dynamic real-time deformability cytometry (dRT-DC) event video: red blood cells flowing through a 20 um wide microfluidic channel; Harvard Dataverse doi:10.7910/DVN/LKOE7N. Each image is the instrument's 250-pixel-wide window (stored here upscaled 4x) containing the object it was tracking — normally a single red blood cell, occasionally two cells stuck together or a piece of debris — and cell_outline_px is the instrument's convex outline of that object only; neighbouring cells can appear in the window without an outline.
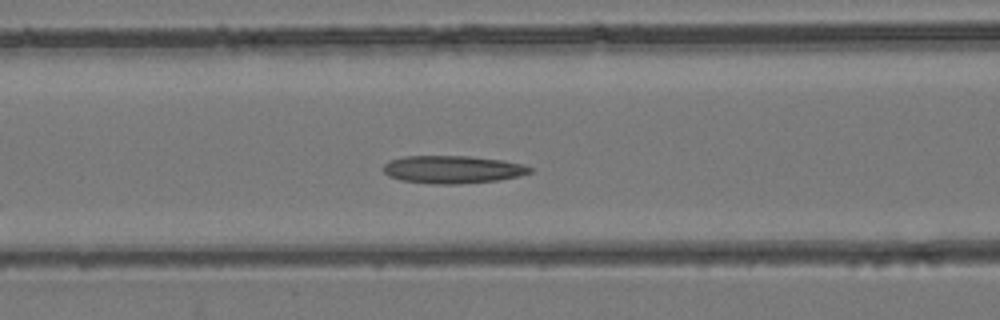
{"species": "common noctule bat (a hibernating species)", "species_latin": "Nyctalus noctula", "temperature_condition": "room temperature", "stored_images_in_passage": 39, "camera_frame_rate_fps": 3000, "um_per_image_px": 0.085, "animal": {"sex": "female", "body_mass_g": 24.6, "forearm_length_mm": 56.2}, "frame": {"image": 1, "passage_image": 14, "time_ms": 4.333, "image_size_px": [1000, 320], "cell_outline_px": [[532, 172], [520, 176], [496, 180], [456, 184], [436, 184], [400, 180], [388, 176], [384, 172], [384, 164], [388, 160], [404, 156], [468, 156], [500, 160], [524, 164], [532, 168]], "centroid_in_image_um": [38.45, 14.4], "position_along_channel_um": 128.2, "area_um2": 23.64}}
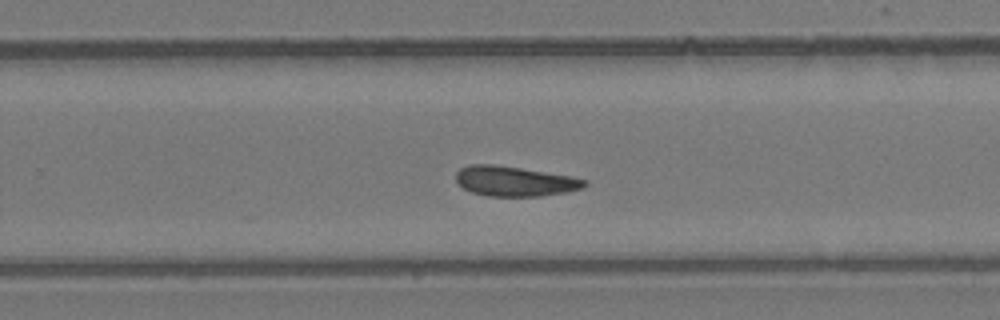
{"frame": {"image": 2, "passage_image": 24, "time_ms": 7.667, "image_size_px": [1000, 320], "cell_outline_px": [[588, 184], [584, 188], [564, 192], [540, 196], [488, 196], [472, 192], [464, 188], [456, 180], [456, 172], [460, 168], [468, 164], [492, 164], [520, 168], [572, 176], [588, 180]], "centroid_in_image_um": [43.76, 15.4], "position_along_channel_um": 286.0, "area_um2": 22.43}}
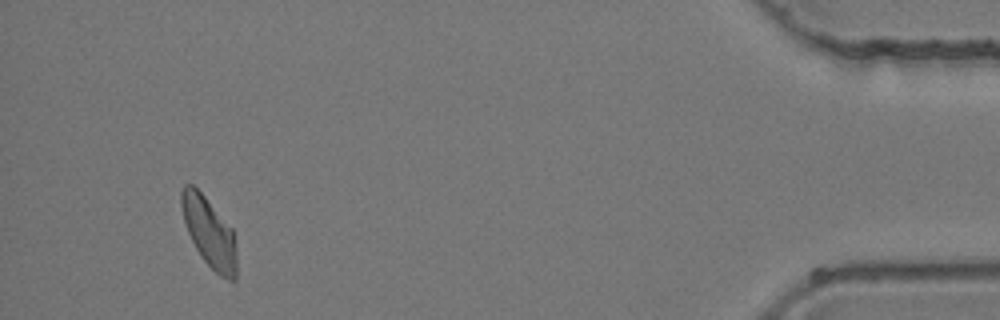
{"frame": {"image": 3, "passage_image": 37, "time_ms": 12.0, "image_size_px": [1000, 320], "cell_outline_px": [[236, 280], [228, 280], [220, 276], [200, 256], [188, 232], [184, 220], [180, 204], [180, 192], [184, 184], [192, 184], [204, 196], [232, 228], [236, 252]], "centroid_in_image_um": [17.77, 19.74], "position_along_channel_um": 417.4, "area_um2": 22.14}}